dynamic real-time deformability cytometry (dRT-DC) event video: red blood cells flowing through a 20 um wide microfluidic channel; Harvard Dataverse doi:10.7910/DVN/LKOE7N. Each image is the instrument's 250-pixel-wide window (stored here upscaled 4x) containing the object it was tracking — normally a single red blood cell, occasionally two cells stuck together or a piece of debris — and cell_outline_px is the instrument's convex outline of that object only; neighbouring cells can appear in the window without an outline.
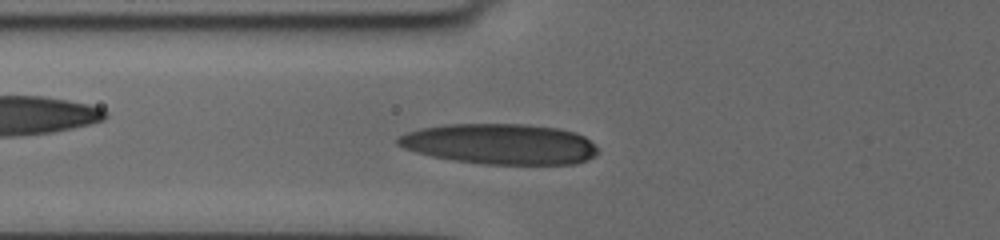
{"species": "human", "species_latin": "Homo sapiens", "temperature_condition": "cold", "stored_images_in_passage": 47, "camera_frame_rate_fps": 3000, "um_per_image_px": 0.085, "donor": {"sex": "female"}, "frame": {"image": 1, "passage_image": 16, "time_ms": 5.0, "image_size_px": [1000, 240], "cell_outline_px": [[600, 152], [588, 160], [576, 164], [484, 164], [452, 160], [432, 156], [416, 152], [404, 148], [396, 144], [396, 140], [400, 136], [408, 132], [420, 128], [444, 124], [524, 124], [560, 128], [576, 132], [584, 136]], "centroid_in_image_um": [42.51, 12.24], "position_along_channel_um": 83.3, "area_um2": 47.4}}
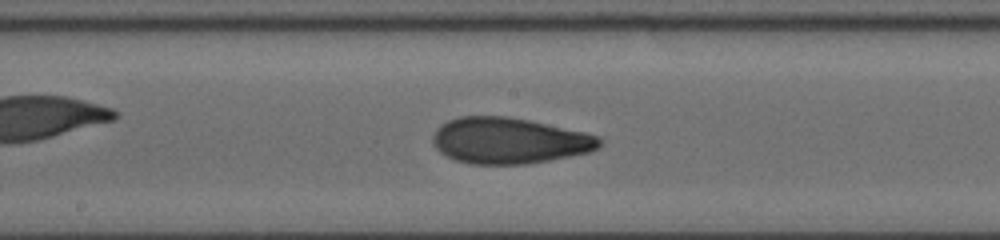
{"frame": {"image": 2, "passage_image": 26, "time_ms": 8.333, "image_size_px": [1000, 240], "cell_outline_px": [[600, 144], [596, 148], [588, 152], [548, 160], [524, 164], [468, 164], [444, 156], [436, 148], [432, 140], [432, 136], [436, 128], [440, 124], [448, 120], [460, 116], [508, 116], [528, 120], [584, 132], [600, 136]], "centroid_in_image_um": [43.21, 11.95], "position_along_channel_um": 205.0, "area_um2": 44.62}}
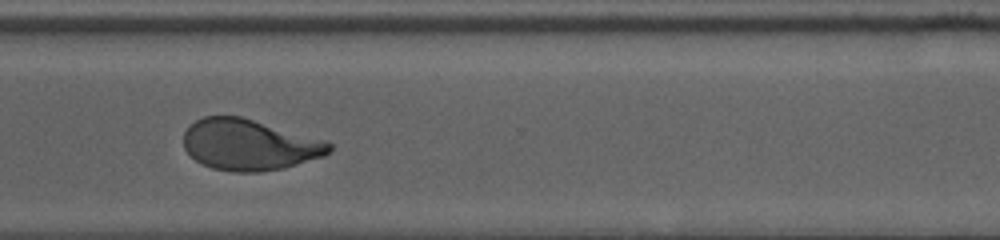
{"frame": {"image": 3, "passage_image": 38, "time_ms": 12.333, "image_size_px": [1000, 240], "cell_outline_px": [[332, 148], [324, 156], [284, 168], [260, 172], [232, 172], [212, 168], [196, 160], [184, 148], [184, 132], [196, 120], [204, 116], [240, 116], [324, 140], [332, 144]], "centroid_in_image_um": [21.18, 12.31], "position_along_channel_um": 349.4, "area_um2": 42.95}, "authors_computed_cell_mechanics": {"area_um2": 43.061, "velocity_mm_per_s": 3.6341, "shape_relaxation_time_tau1_ms": 6.1637, "shape_relaxation_time_tau2_ms": 1.5495, "deformation_change_tau1": 0.2093, "deformation_change_tau2": 0.0797}}